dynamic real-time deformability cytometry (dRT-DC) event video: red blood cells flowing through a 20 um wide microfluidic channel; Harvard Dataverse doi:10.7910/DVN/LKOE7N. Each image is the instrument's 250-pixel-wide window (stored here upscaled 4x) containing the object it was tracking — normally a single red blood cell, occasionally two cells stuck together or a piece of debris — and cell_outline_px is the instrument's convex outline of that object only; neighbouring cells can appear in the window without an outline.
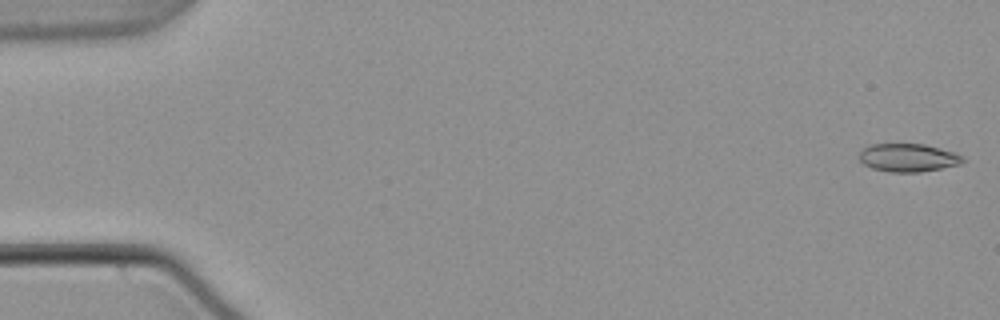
{"species": "common noctule bat (a hibernating species)", "species_latin": "Nyctalus noctula", "temperature_condition": "warm", "stored_images_in_passage": 55, "camera_frame_rate_fps": 3000, "um_per_image_px": 0.085, "animal": {"sex": "male", "body_mass_g": 21.5, "forearm_length_mm": 52.0}, "frame": {"image": 1, "passage_image": 1, "time_ms": 0.0, "image_size_px": [1000, 320], "cell_outline_px": [[964, 160], [960, 164], [920, 172], [888, 172], [872, 168], [864, 164], [860, 160], [860, 152], [868, 144], [924, 144], [940, 148], [964, 156]], "centroid_in_image_um": [77.17, 13.4], "position_along_channel_um": 7.8, "area_um2": 16.88}}
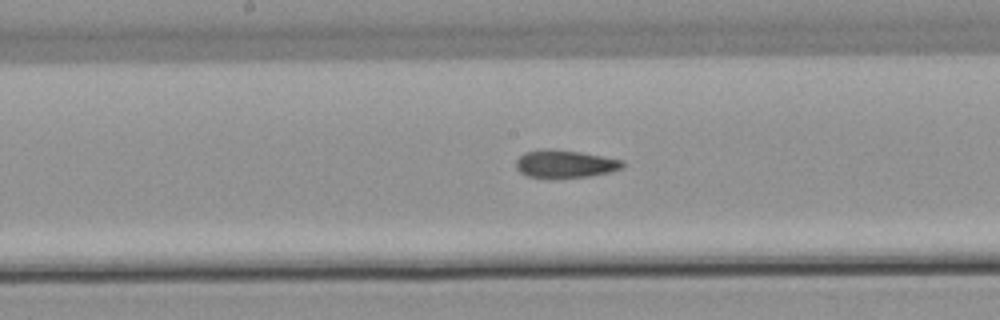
{"frame": {"image": 2, "passage_image": 28, "time_ms": 9.0, "image_size_px": [1000, 320], "cell_outline_px": [[624, 164], [620, 168], [612, 172], [588, 176], [560, 180], [552, 180], [528, 176], [520, 172], [516, 168], [516, 160], [524, 152], [544, 148], [548, 148], [580, 152], [624, 160]], "centroid_in_image_um": [47.99, 13.96], "position_along_channel_um": 200.2, "area_um2": 17.8}}
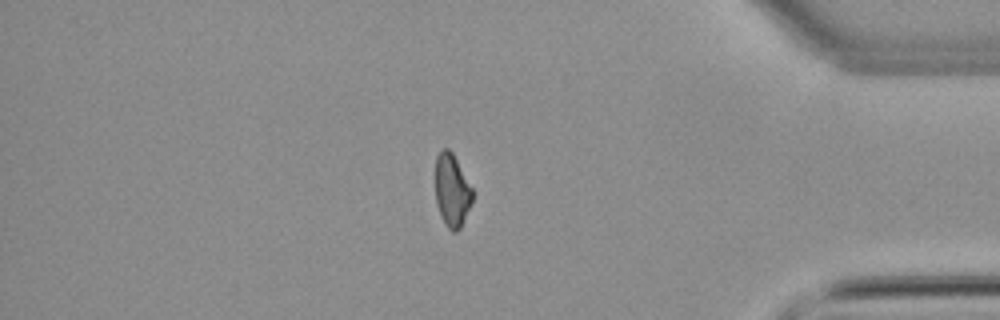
{"frame": {"image": 3, "passage_image": 46, "time_ms": 15.0, "image_size_px": [1000, 320], "cell_outline_px": [[472, 200], [460, 228], [456, 232], [452, 232], [448, 228], [436, 204], [436, 156], [444, 148], [448, 148], [452, 152], [472, 188]], "centroid_in_image_um": [38.41, 16.17], "position_along_channel_um": 396.8, "area_um2": 15.32}, "authors_computed_cell_mechanics": {"area_um2": 17.1666, "velocity_mm_per_s": 3.8024, "shape_relaxation_time_tau1_ms": null, "shape_relaxation_time_tau2_ms": 4.2207, "deformation_change_tau1": null, "deformation_change_tau2": 0.1065}}